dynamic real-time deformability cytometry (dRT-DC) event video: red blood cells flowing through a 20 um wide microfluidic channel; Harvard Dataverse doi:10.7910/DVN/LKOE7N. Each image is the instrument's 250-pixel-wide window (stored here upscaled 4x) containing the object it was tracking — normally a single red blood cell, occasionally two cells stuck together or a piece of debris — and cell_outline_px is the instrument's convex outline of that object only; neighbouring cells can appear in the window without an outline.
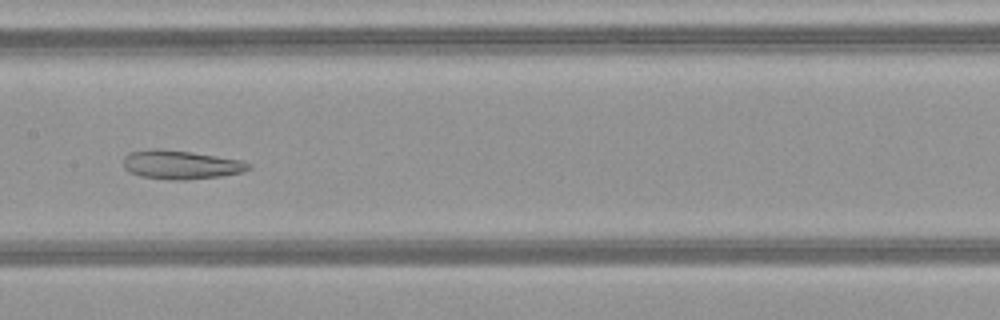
{"species": "common noctule bat (a hibernating species)", "species_latin": "Nyctalus noctula", "temperature_condition": "warm", "stored_images_in_passage": 49, "camera_frame_rate_fps": 3000, "um_per_image_px": 0.085, "animal": {"sex": "female", "body_mass_g": 21.9}, "frame": {"image": 1, "passage_image": 25, "time_ms": 8.0, "image_size_px": [1000, 320], "cell_outline_px": [[252, 168], [244, 172], [220, 176], [188, 180], [172, 180], [140, 176], [128, 172], [124, 168], [124, 156], [128, 152], [152, 148], [160, 148], [192, 152], [240, 160], [252, 164]], "centroid_in_image_um": [15.36, 14.0], "position_along_channel_um": 192.0, "area_um2": 21.27}}
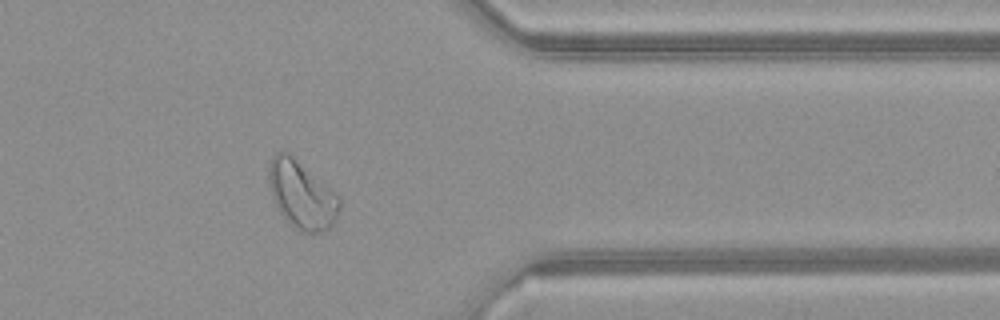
{"frame": {"image": 2, "passage_image": 40, "time_ms": 13.0, "image_size_px": [1000, 320], "cell_outline_px": [[340, 208], [332, 224], [328, 228], [320, 232], [300, 232], [280, 212], [272, 200], [268, 184], [268, 164], [272, 156], [276, 152], [288, 152], [336, 192], [340, 196]], "centroid_in_image_um": [25.62, 16.53], "position_along_channel_um": 385.8, "area_um2": 27.86}}
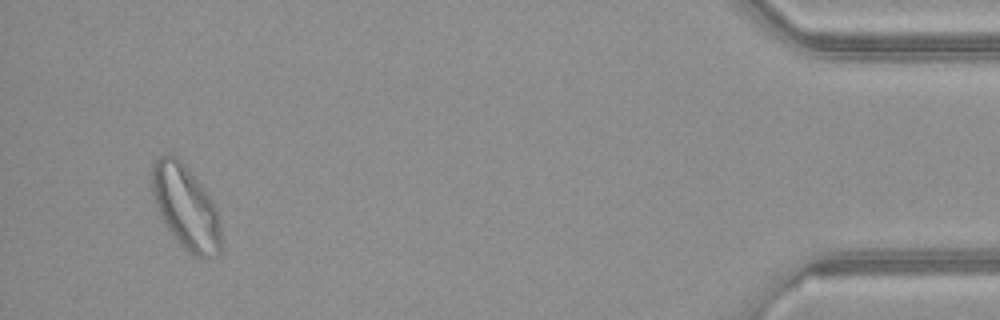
{"frame": {"image": 3, "passage_image": 47, "time_ms": 15.333, "image_size_px": [1000, 320], "cell_outline_px": [[220, 252], [216, 256], [208, 260], [200, 260], [192, 256], [184, 248], [168, 228], [156, 204], [152, 192], [152, 160], [160, 156], [176, 156], [184, 164], [204, 188], [212, 200], [216, 208], [220, 228]], "centroid_in_image_um": [15.81, 17.65], "position_along_channel_um": 419.4, "area_um2": 33.47}, "authors_computed_cell_mechanics": {"area_um2": 29.9404, "velocity_mm_per_s": 4.1243, "shape_relaxation_time_tau1_ms": null, "shape_relaxation_time_tau2_ms": 2.3214, "deformation_change_tau1": null, "deformation_change_tau2": 0.0954}}